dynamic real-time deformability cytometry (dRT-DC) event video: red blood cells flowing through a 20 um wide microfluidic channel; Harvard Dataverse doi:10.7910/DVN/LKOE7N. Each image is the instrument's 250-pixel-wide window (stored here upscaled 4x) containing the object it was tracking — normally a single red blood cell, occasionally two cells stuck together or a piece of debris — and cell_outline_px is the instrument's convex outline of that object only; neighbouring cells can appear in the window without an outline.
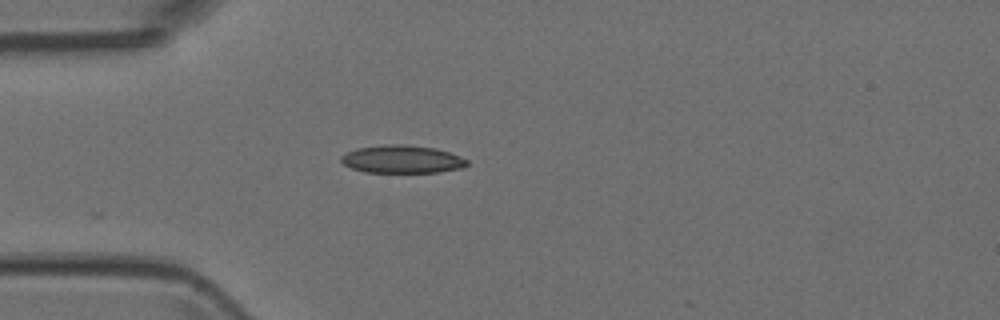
{"species": "Egyptian fruit bat (a non-hibernating species)", "species_latin": "Rousettus aegyptiacus", "temperature_condition": "room temperature", "stored_images_in_passage": 32, "camera_frame_rate_fps": 3000, "um_per_image_px": 0.085, "animal": {"sex": "female"}, "frame": {"image": 1, "passage_image": 1, "time_ms": 0.0, "image_size_px": [1000, 320], "cell_outline_px": [[468, 164], [464, 168], [436, 172], [364, 172], [352, 168], [344, 164], [340, 160], [340, 156], [356, 148], [384, 144], [408, 144], [436, 148], [460, 156], [468, 160]], "centroid_in_image_um": [34.18, 13.52], "position_along_channel_um": 50.8, "area_um2": 20.58}}
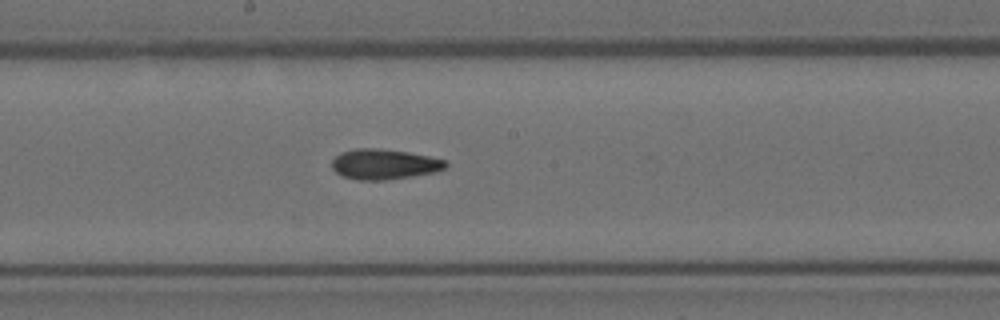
{"frame": {"image": 2, "passage_image": 14, "time_ms": 4.333, "image_size_px": [1000, 320], "cell_outline_px": [[448, 164], [444, 168], [436, 172], [412, 176], [384, 180], [356, 180], [340, 176], [332, 168], [332, 160], [340, 152], [356, 148], [376, 148], [408, 152], [448, 160]], "centroid_in_image_um": [32.64, 13.96], "position_along_channel_um": 215.6, "area_um2": 20.23}}
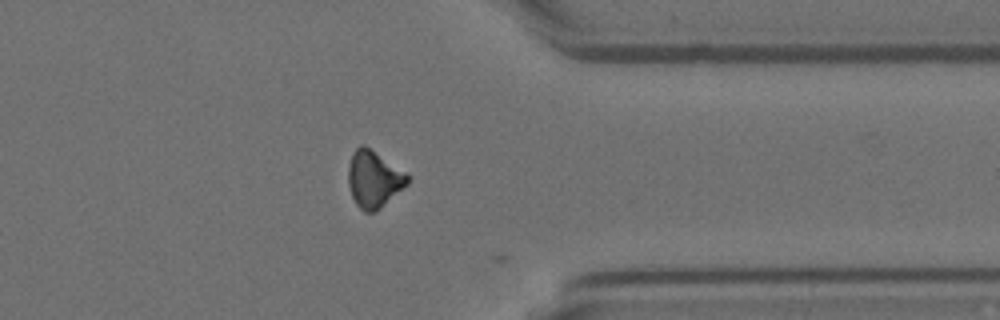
{"frame": {"image": 3, "passage_image": 27, "time_ms": 8.667, "image_size_px": [1000, 320], "cell_outline_px": [[412, 176], [408, 184], [376, 212], [364, 212], [356, 204], [352, 196], [348, 184], [348, 164], [352, 152], [360, 144], [364, 144], [408, 172]], "centroid_in_image_um": [31.8, 15.2], "position_along_channel_um": 379.6, "area_um2": 20.11}}